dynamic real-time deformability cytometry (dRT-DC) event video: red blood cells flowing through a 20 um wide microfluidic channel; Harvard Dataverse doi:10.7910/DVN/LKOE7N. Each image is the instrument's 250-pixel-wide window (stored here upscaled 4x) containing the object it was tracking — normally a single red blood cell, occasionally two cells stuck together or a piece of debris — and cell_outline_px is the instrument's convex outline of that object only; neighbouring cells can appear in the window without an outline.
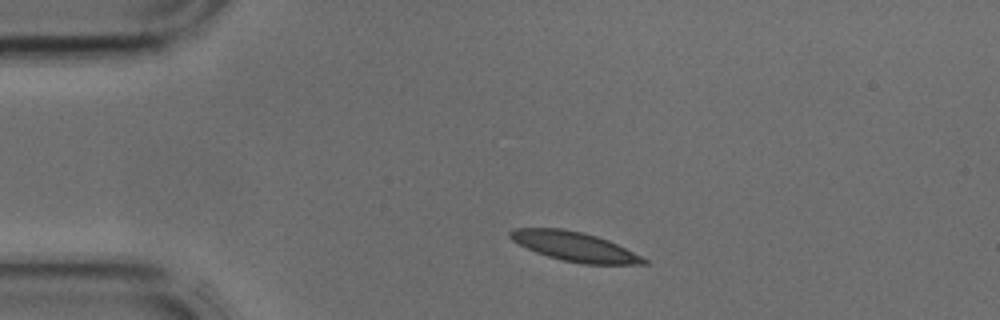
{"species": "common noctule bat (a hibernating species)", "species_latin": "Nyctalus noctula", "temperature_condition": "cold", "stored_images_in_passage": 35, "camera_frame_rate_fps": 3000, "um_per_image_px": 0.085, "animal": {"sex": "male", "body_mass_g": 17.9, "forearm_length_mm": 54.2}, "frame": {"image": 1, "passage_image": 1, "time_ms": 0.0, "image_size_px": [1000, 320], "cell_outline_px": [[648, 264], [584, 264], [564, 260], [548, 256], [536, 252], [512, 240], [508, 236], [508, 232], [512, 228], [564, 228], [584, 232], [608, 240], [648, 260]], "centroid_in_image_um": [48.8, 20.94], "position_along_channel_um": 36.2, "area_um2": 22.6}}
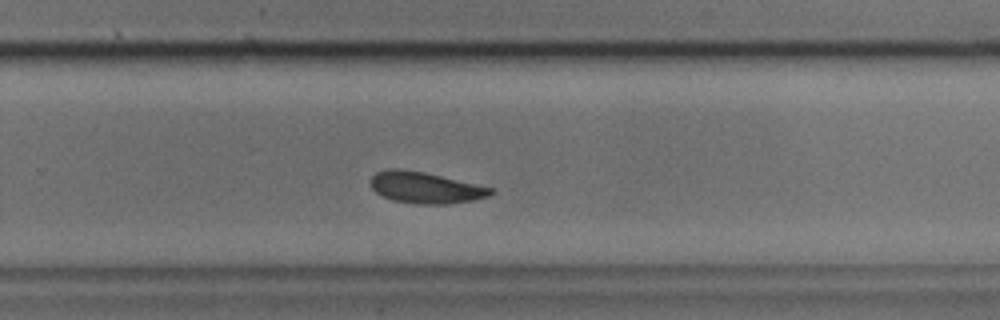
{"frame": {"image": 2, "passage_image": 20, "time_ms": 6.333, "image_size_px": [1000, 320], "cell_outline_px": [[496, 192], [488, 196], [472, 200], [448, 204], [416, 204], [392, 200], [376, 192], [372, 188], [368, 180], [376, 172], [388, 168], [400, 168], [424, 172], [492, 188]], "centroid_in_image_um": [36.11, 15.94], "position_along_channel_um": 293.7, "area_um2": 21.91}}
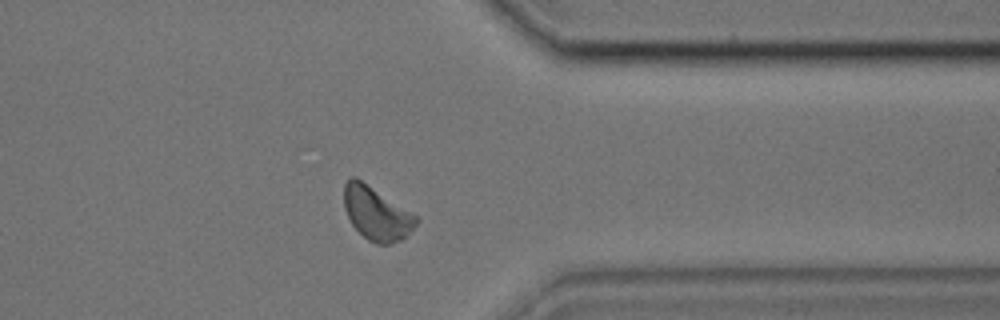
{"frame": {"image": 3, "passage_image": 26, "time_ms": 8.333, "image_size_px": [1000, 320], "cell_outline_px": [[420, 220], [400, 240], [388, 244], [376, 244], [368, 240], [352, 224], [344, 208], [344, 184], [352, 176], [356, 176], [420, 216]], "centroid_in_image_um": [32.02, 18.1], "position_along_channel_um": 379.4, "area_um2": 22.54}}